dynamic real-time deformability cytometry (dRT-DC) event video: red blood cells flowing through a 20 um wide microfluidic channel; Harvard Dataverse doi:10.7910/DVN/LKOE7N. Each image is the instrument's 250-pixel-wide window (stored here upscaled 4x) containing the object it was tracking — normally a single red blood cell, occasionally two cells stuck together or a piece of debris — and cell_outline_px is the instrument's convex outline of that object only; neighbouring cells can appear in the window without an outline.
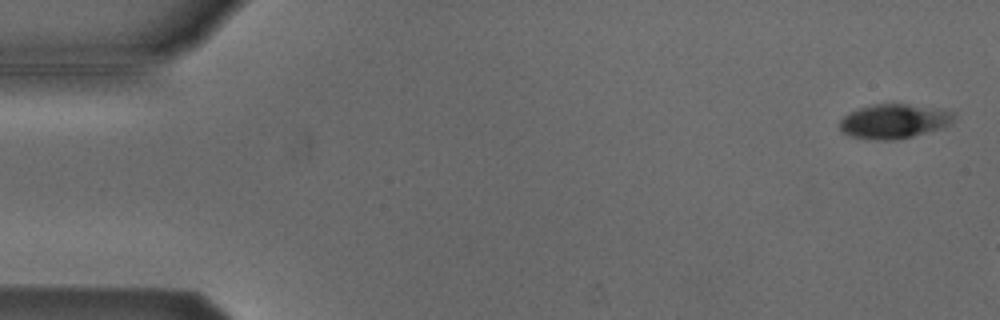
{"species": "Egyptian fruit bat (a non-hibernating species)", "species_latin": "Rousettus aegyptiacus", "temperature_condition": "cold", "stored_images_in_passage": 9, "camera_frame_rate_fps": 3000, "um_per_image_px": 0.085, "animal": {"sex": "male"}, "frame": {"image": 1, "passage_image": 2, "time_ms": 0.333, "image_size_px": [1000, 320], "cell_outline_px": [[956, 116], [952, 124], [940, 128], [900, 140], [880, 140], [852, 136], [844, 132], [840, 128], [840, 120], [848, 112], [860, 108], [876, 104], [904, 104], [952, 112]], "centroid_in_image_um": [75.98, 10.32], "position_along_channel_um": 9.0, "area_um2": 22.48}}